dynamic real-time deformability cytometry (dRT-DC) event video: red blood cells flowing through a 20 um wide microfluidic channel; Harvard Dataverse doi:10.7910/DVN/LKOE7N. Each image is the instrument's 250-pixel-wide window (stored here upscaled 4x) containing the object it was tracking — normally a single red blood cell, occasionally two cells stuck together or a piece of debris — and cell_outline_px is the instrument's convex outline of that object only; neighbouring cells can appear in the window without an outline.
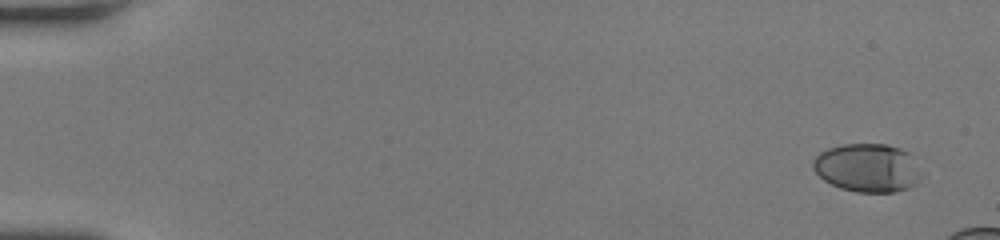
{"species": "human", "species_latin": "Homo sapiens", "temperature_condition": "room temperature", "stored_images_in_passage": 13, "camera_frame_rate_fps": 3000, "um_per_image_px": 0.085, "donor": {"sex": "female"}, "frame": {"image": 1, "passage_image": 1, "time_ms": 0.0, "image_size_px": [1000, 240], "cell_outline_px": [[920, 176], [916, 184], [912, 188], [896, 192], [856, 192], [840, 188], [824, 180], [812, 168], [812, 160], [820, 152], [828, 148], [844, 144], [888, 144], [900, 148], [908, 152], [912, 156]], "centroid_in_image_um": [73.72, 14.27], "position_along_channel_um": 11.3, "area_um2": 30.63}}